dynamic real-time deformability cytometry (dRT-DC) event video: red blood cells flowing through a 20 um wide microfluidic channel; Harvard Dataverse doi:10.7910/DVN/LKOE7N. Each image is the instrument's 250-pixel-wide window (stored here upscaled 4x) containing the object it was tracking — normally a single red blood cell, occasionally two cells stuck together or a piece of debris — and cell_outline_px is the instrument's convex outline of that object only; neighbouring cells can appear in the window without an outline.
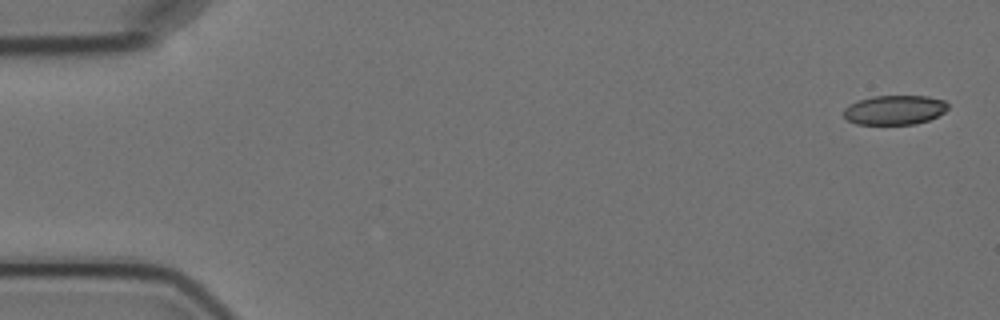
{"species": "Egyptian fruit bat (a non-hibernating species)", "species_latin": "Rousettus aegyptiacus", "temperature_condition": "cold", "stored_images_in_passage": 4, "camera_frame_rate_fps": 3000, "um_per_image_px": 0.085, "animal": {"sex": "female"}, "frame": {"image": 1, "passage_image": 1, "time_ms": 0.0, "image_size_px": [1000, 320], "cell_outline_px": [[948, 108], [944, 112], [928, 120], [916, 124], [856, 124], [848, 120], [844, 116], [844, 108], [848, 104], [872, 96], [928, 96], [944, 100], [948, 104]], "centroid_in_image_um": [76.04, 9.34], "position_along_channel_um": 9.0, "area_um2": 17.86}}